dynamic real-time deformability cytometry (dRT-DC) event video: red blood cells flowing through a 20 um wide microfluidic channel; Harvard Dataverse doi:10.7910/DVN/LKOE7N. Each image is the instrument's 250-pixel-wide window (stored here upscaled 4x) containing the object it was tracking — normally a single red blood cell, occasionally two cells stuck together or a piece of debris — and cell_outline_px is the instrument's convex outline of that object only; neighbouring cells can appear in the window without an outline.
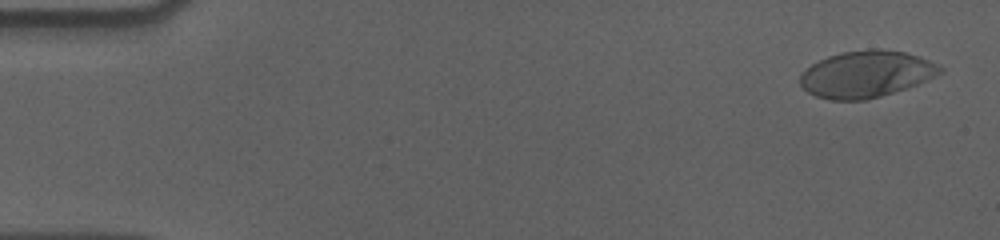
{"species": "human", "species_latin": "Homo sapiens", "temperature_condition": "cold", "stored_images_in_passage": 57, "camera_frame_rate_fps": 3000, "um_per_image_px": 0.085, "donor": {"sex": "male"}, "frame": {"image": 1, "passage_image": 3, "time_ms": 0.667, "image_size_px": [1000, 240], "cell_outline_px": [[944, 72], [916, 84], [880, 96], [864, 100], [832, 100], [816, 96], [808, 92], [800, 84], [800, 76], [812, 64], [828, 56], [840, 52], [876, 48], [904, 52], [920, 56], [940, 64], [944, 68]], "centroid_in_image_um": [73.66, 6.28], "position_along_channel_um": 11.3, "area_um2": 37.86}}
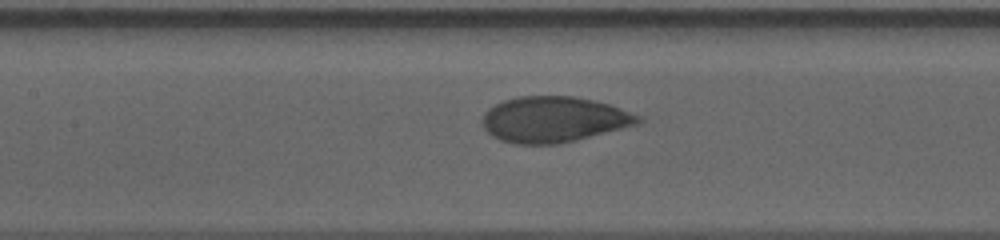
{"frame": {"image": 2, "passage_image": 27, "time_ms": 8.667, "image_size_px": [1000, 240], "cell_outline_px": [[640, 124], [560, 144], [516, 144], [500, 140], [492, 136], [484, 128], [484, 112], [488, 108], [504, 100], [516, 96], [576, 96], [608, 104], [620, 108], [640, 116]], "centroid_in_image_um": [47.06, 10.15], "position_along_channel_um": 160.3, "area_um2": 41.44}}
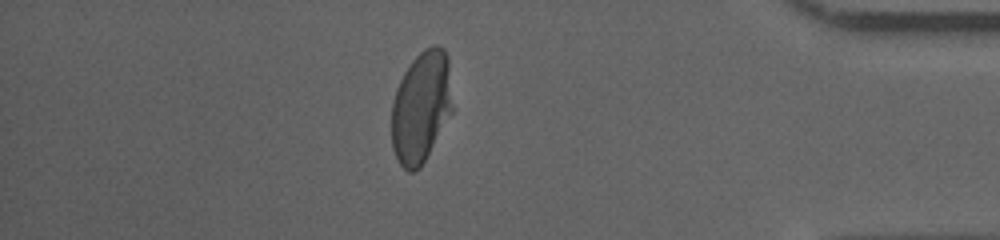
{"frame": {"image": 3, "passage_image": 50, "time_ms": 16.333, "image_size_px": [1000, 240], "cell_outline_px": [[452, 112], [420, 168], [416, 172], [408, 172], [400, 164], [392, 148], [392, 104], [396, 88], [404, 72], [412, 60], [424, 48], [432, 44], [436, 44], [444, 48], [448, 56], [452, 104]], "centroid_in_image_um": [35.79, 9.07], "position_along_channel_um": 399.4, "area_um2": 39.65}, "authors_computed_cell_mechanics": {"area_um2": 40.4022, "velocity_mm_per_s": 3.5703, "shape_relaxation_time_tau1_ms": 4.5313, "shape_relaxation_time_tau2_ms": 0.9321, "deformation_change_tau1": 0.1847, "deformation_change_tau2": 0.0445}}